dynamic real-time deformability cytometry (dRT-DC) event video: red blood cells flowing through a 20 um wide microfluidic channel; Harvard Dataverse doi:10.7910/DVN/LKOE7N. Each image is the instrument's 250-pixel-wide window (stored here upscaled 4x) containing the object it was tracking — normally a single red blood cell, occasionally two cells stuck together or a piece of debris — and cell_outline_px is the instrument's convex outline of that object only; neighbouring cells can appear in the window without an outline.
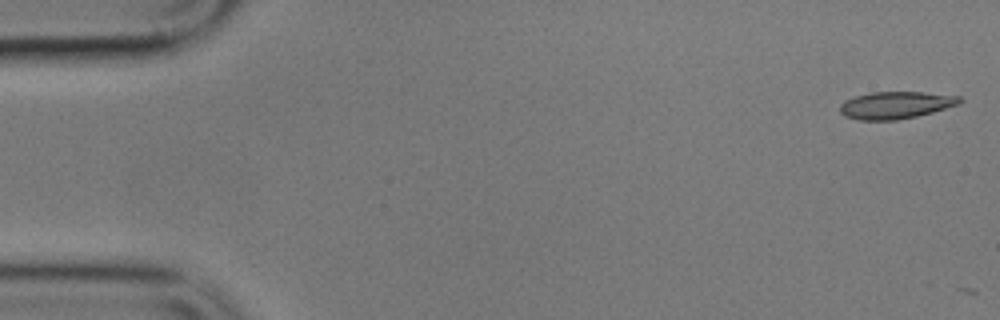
{"species": "common noctule bat (a hibernating species)", "species_latin": "Nyctalus noctula", "temperature_condition": "cold", "stored_images_in_passage": 2, "camera_frame_rate_fps": 3000, "um_per_image_px": 0.085, "animal": {"sex": "male", "body_mass_g": 17.9}, "frame": {"image": 1, "passage_image": 1, "time_ms": 0.0, "image_size_px": [1000, 320], "cell_outline_px": [[964, 100], [960, 104], [932, 112], [916, 116], [896, 120], [860, 120], [844, 116], [840, 112], [840, 104], [844, 100], [856, 96], [872, 92], [924, 92], [960, 96]], "centroid_in_image_um": [76.15, 8.93], "position_along_channel_um": 8.9, "area_um2": 19.02}}